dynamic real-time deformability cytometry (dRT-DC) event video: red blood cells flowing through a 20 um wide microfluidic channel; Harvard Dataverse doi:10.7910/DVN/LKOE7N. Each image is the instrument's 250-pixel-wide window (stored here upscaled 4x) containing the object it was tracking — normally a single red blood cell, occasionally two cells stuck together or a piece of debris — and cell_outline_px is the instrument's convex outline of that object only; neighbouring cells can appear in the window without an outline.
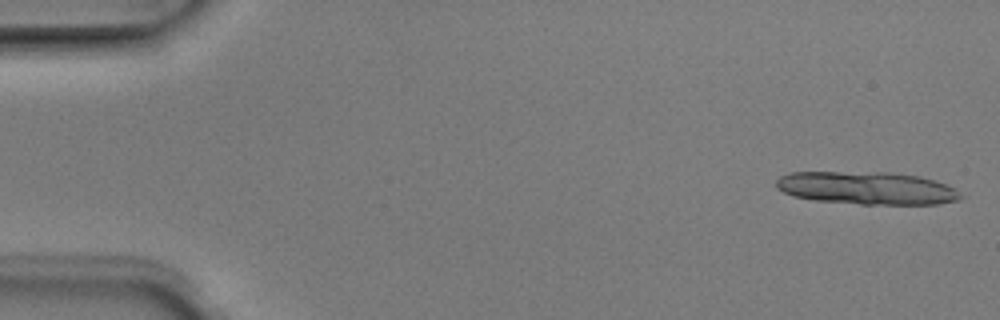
{"species": "Egyptian fruit bat (a non-hibernating species)", "species_latin": "Rousettus aegyptiacus", "temperature_condition": "room temperature", "stored_images_in_passage": 4, "camera_frame_rate_fps": 3000, "um_per_image_px": 0.085, "animal": {"sex": "male"}, "frame": {"image": 1, "passage_image": 1, "time_ms": 0.0, "image_size_px": [1000, 320], "cell_outline_px": [[964, 196], [960, 200], [936, 204], [860, 204], [816, 200], [792, 196], [776, 188], [776, 180], [780, 176], [792, 172], [888, 172], [920, 176], [936, 180], [952, 188]], "centroid_in_image_um": [73.67, 15.98], "position_along_channel_um": 11.3, "area_um2": 35.26}}